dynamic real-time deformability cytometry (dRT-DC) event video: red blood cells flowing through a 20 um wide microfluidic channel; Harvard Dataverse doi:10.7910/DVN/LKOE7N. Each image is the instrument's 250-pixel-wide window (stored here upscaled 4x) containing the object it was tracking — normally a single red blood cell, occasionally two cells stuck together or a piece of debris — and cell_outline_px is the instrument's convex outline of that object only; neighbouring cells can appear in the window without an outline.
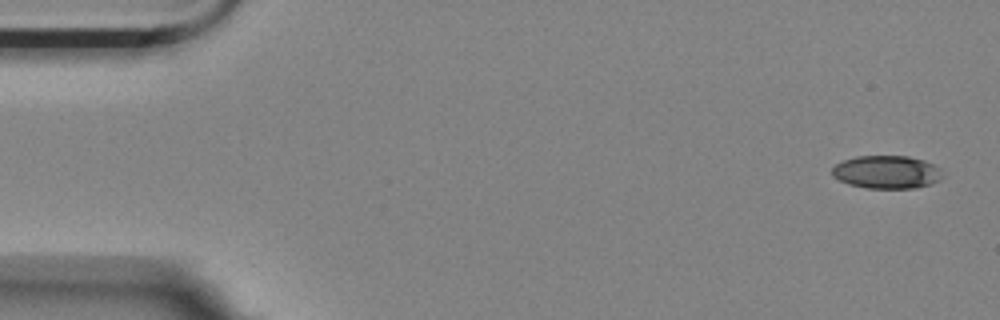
{"species": "Egyptian fruit bat (a non-hibernating species)", "species_latin": "Rousettus aegyptiacus", "temperature_condition": "room temperature", "stored_images_in_passage": 6, "segment_of_instrument_passage": [1, 2], "camera_frame_rate_fps": 3000, "um_per_image_px": 0.085, "animal": {"sex": "female"}, "frame": {"image": 1, "passage_image": 1, "time_ms": 0.0, "image_size_px": [1000, 320], "cell_outline_px": [[944, 172], [940, 180], [932, 184], [916, 188], [868, 188], [848, 184], [832, 176], [832, 168], [836, 164], [844, 160], [856, 156], [908, 156], [924, 160], [940, 168]], "centroid_in_image_um": [75.4, 14.63], "position_along_channel_um": 9.6, "area_um2": 21.39}}
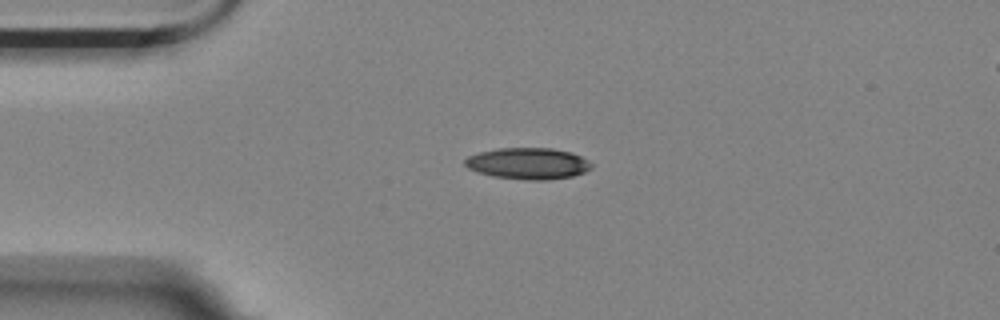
{"frame": {"image": 2, "passage_image": 4, "time_ms": 1.0, "image_size_px": [1000, 320], "cell_outline_px": [[592, 168], [584, 172], [572, 176], [548, 180], [528, 180], [492, 176], [476, 172], [468, 168], [464, 164], [464, 160], [468, 156], [480, 152], [496, 148], [552, 148], [572, 152], [588, 160], [592, 164]], "centroid_in_image_um": [44.87, 13.89], "position_along_channel_um": 40.1, "area_um2": 23.29}}